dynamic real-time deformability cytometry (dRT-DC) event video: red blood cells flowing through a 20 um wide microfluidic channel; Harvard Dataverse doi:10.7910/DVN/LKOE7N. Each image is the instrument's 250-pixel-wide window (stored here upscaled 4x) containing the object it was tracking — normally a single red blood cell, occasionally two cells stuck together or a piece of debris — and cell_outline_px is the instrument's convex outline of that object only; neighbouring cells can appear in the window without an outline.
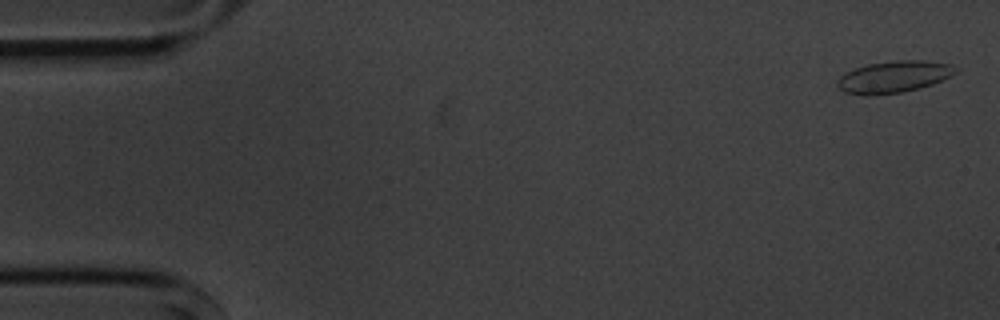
{"species": "common noctule bat (a hibernating species)", "species_latin": "Nyctalus noctula", "temperature_condition": "cold", "stored_images_in_passage": 4, "camera_frame_rate_fps": 3000, "um_per_image_px": 0.085, "animal": {"sex": "male", "body_mass_g": 20.1, "forearm_length_mm": 53.5}, "frame": {"image": 1, "passage_image": 1, "time_ms": 0.0, "image_size_px": [1000, 320], "cell_outline_px": [[960, 68], [956, 72], [932, 84], [920, 88], [900, 92], [868, 96], [844, 92], [836, 84], [836, 80], [840, 76], [856, 68], [868, 64], [896, 60], [924, 60], [948, 64]], "centroid_in_image_um": [75.95, 6.53], "position_along_channel_um": 9.0, "area_um2": 21.68}}